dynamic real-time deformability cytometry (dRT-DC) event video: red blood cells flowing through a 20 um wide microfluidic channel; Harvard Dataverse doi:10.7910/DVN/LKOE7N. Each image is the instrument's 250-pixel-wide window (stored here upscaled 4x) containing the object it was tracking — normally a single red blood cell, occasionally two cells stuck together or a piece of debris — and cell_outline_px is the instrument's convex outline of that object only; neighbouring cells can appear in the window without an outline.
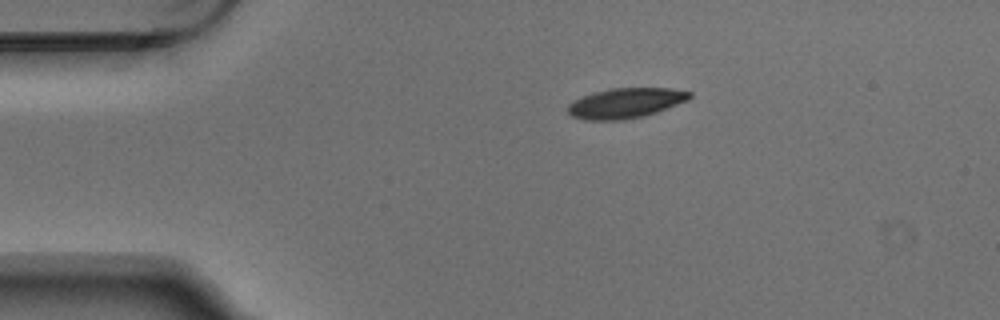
{"species": "Egyptian fruit bat (a non-hibernating species)", "species_latin": "Rousettus aegyptiacus", "temperature_condition": "warm", "stored_images_in_passage": 2, "camera_frame_rate_fps": 3000, "um_per_image_px": 0.085, "animal": {"sex": "male"}, "frame": {"image": 1, "passage_image": 1, "time_ms": 0.0, "image_size_px": [1000, 320], "cell_outline_px": [[692, 96], [688, 100], [656, 112], [644, 116], [624, 120], [584, 120], [572, 116], [568, 112], [568, 104], [584, 96], [596, 92], [612, 88], [672, 88], [692, 92]], "centroid_in_image_um": [53.2, 8.76], "position_along_channel_um": 31.8, "area_um2": 21.21}}